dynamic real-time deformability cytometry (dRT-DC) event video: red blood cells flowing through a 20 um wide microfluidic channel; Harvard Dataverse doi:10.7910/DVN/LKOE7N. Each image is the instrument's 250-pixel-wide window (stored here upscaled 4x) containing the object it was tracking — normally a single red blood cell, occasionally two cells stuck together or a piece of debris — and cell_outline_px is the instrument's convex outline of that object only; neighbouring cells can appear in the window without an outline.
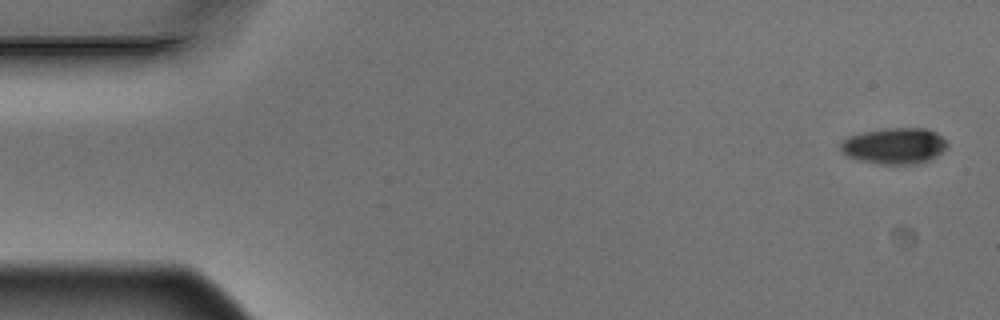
{"species": "Egyptian fruit bat (a non-hibernating species)", "species_latin": "Rousettus aegyptiacus", "temperature_condition": "warm", "stored_images_in_passage": 5, "camera_frame_rate_fps": 3000, "um_per_image_px": 0.085, "animal": {"sex": "male"}, "frame": {"image": 1, "passage_image": 1, "time_ms": 0.0, "image_size_px": [1000, 320], "cell_outline_px": [[948, 148], [936, 156], [920, 164], [876, 164], [860, 160], [848, 156], [840, 148], [840, 144], [848, 136], [864, 132], [888, 128], [928, 128], [936, 132], [948, 140]], "centroid_in_image_um": [76.09, 12.4], "position_along_channel_um": 8.9, "area_um2": 22.6}}